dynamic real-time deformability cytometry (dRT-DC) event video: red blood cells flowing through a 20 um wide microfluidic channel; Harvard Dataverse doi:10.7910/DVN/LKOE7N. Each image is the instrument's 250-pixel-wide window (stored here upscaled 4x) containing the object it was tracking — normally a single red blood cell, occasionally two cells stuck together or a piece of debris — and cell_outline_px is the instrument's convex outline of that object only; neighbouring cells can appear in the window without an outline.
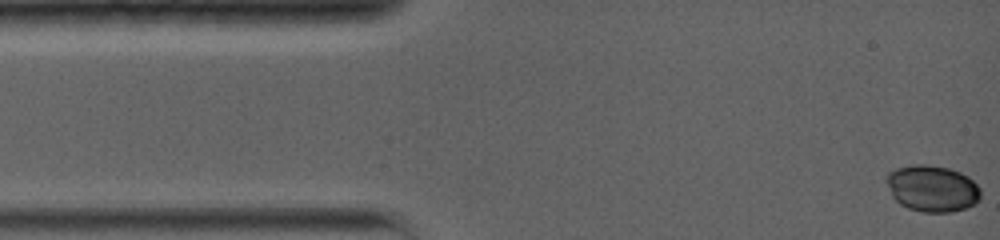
{"species": "common noctule bat (a hibernating species)", "species_latin": "Nyctalus noctula", "temperature_condition": "warm", "stored_images_in_passage": 14, "camera_frame_rate_fps": 5000, "um_per_image_px": 0.085, "animal": {"sex": "female", "body_mass_g": 19.0, "forearm_length_mm": 56.7}, "frame": {"image": 1, "passage_image": 1, "time_ms": 0.0, "image_size_px": [1000, 240], "cell_outline_px": [[980, 200], [976, 204], [964, 208], [948, 212], [924, 212], [908, 208], [900, 204], [892, 196], [888, 184], [888, 172], [896, 168], [912, 164], [928, 164], [948, 168], [960, 172], [968, 176], [980, 188]], "centroid_in_image_um": [79.26, 16.01], "position_along_channel_um": 5.7, "area_um2": 25.43}}
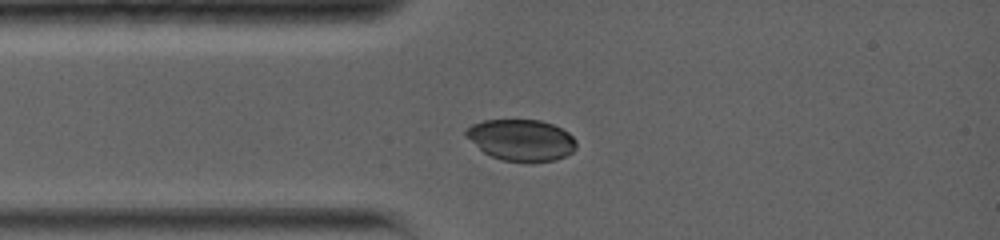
{"frame": {"image": 2, "passage_image": 10, "time_ms": 3.0, "image_size_px": [1000, 240], "cell_outline_px": [[576, 148], [572, 152], [556, 160], [532, 164], [528, 164], [500, 160], [484, 152], [464, 136], [464, 132], [472, 124], [484, 120], [540, 120], [552, 124], [568, 132], [576, 140]], "centroid_in_image_um": [44.31, 11.94], "position_along_channel_um": 40.7, "area_um2": 27.05}}
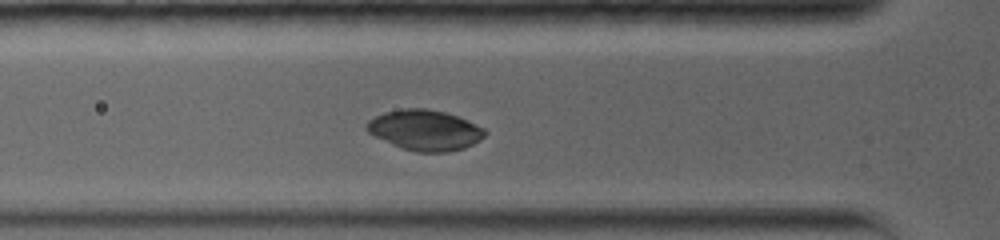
{"frame": {"image": 3, "passage_image": 14, "time_ms": 4.4, "image_size_px": [1000, 240], "cell_outline_px": [[488, 132], [480, 140], [464, 148], [448, 152], [416, 152], [392, 144], [368, 132], [364, 128], [364, 124], [368, 120], [384, 112], [404, 108], [428, 108], [444, 112], [468, 120], [484, 128]], "centroid_in_image_um": [36.12, 11.05], "position_along_channel_um": 89.7, "area_um2": 27.86}}